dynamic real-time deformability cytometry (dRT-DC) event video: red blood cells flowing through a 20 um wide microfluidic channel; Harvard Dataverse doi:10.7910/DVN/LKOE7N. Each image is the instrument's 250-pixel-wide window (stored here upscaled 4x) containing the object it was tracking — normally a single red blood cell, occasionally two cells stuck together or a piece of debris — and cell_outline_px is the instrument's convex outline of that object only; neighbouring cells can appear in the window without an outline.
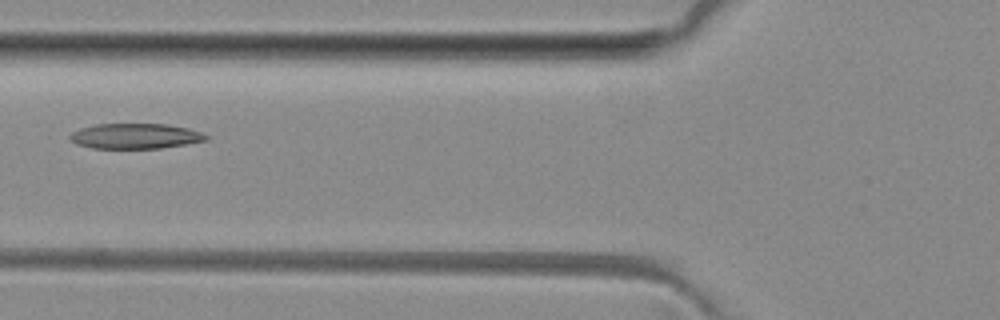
{"species": "common noctule bat (a hibernating species)", "species_latin": "Nyctalus noctula", "temperature_condition": "room temperature", "stored_images_in_passage": 3, "camera_frame_rate_fps": 3000, "um_per_image_px": 0.085, "animal": {"sex": "female", "body_mass_g": 29.2, "forearm_length_mm": 56.3}, "frame": {"image": 1, "passage_image": 2, "time_ms": 1.333, "image_size_px": [1000, 320], "cell_outline_px": [[208, 140], [160, 148], [92, 148], [76, 144], [68, 136], [72, 132], [80, 128], [96, 124], [168, 124], [188, 128], [200, 132], [208, 136]], "centroid_in_image_um": [11.48, 11.56], "position_along_channel_um": 114.3, "area_um2": 19.94}}
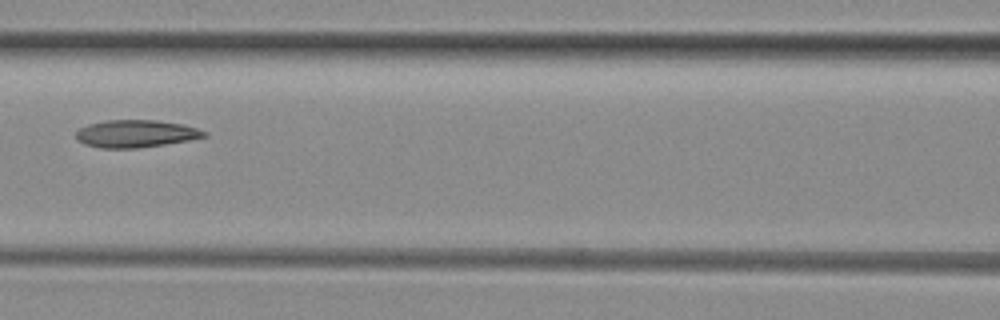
{"frame": {"image": 2, "passage_image": 3, "time_ms": 2.333, "image_size_px": [1000, 320], "cell_outline_px": [[208, 136], [188, 140], [164, 144], [136, 148], [100, 148], [84, 144], [76, 140], [76, 132], [80, 128], [88, 124], [104, 120], [156, 120], [184, 124], [208, 132]], "centroid_in_image_um": [11.53, 11.36], "position_along_channel_um": 155.1, "area_um2": 20.58}}